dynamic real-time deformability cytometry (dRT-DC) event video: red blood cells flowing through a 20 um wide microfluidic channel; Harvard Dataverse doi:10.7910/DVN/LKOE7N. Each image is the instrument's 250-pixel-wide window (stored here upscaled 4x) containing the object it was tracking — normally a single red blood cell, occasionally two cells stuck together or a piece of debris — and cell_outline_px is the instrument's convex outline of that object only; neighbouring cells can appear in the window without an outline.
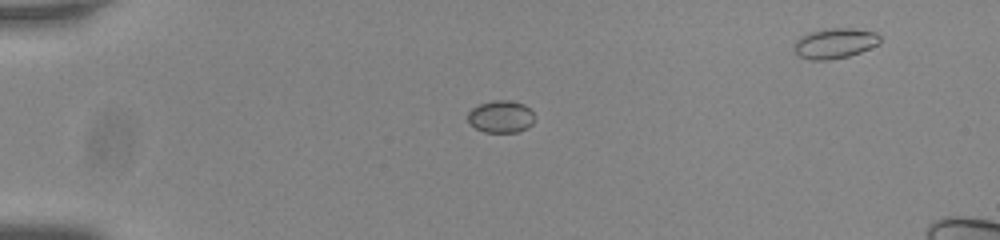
{"species": "common noctule bat (a hibernating species)", "species_latin": "Nyctalus noctula", "temperature_condition": "room temperature", "stored_images_in_passage": 41, "camera_frame_rate_fps": 3000, "um_per_image_px": 0.085, "animal": {"sex": "male", "body_mass_g": 20.0, "forearm_length_mm": 53.3}, "frame": {"image": 1, "passage_image": 1, "time_ms": 0.0, "image_size_px": [1000, 240], "cell_outline_px": [[536, 120], [528, 128], [516, 132], [484, 132], [476, 128], [468, 120], [468, 112], [472, 108], [480, 104], [496, 100], [508, 100], [524, 104], [536, 116]], "centroid_in_image_um": [42.62, 9.92], "position_along_channel_um": 42.4, "area_um2": 12.54}}
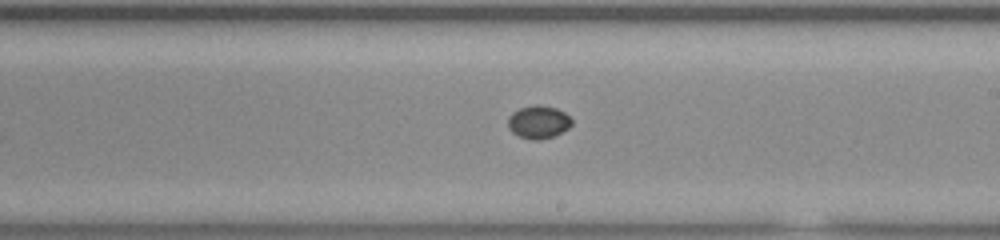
{"frame": {"image": 2, "passage_image": 20, "time_ms": 6.333, "image_size_px": [1000, 240], "cell_outline_px": [[572, 124], [568, 128], [552, 136], [540, 140], [532, 140], [520, 136], [512, 132], [508, 128], [508, 116], [512, 112], [520, 108], [532, 104], [540, 104], [556, 108], [564, 112], [572, 120]], "centroid_in_image_um": [45.74, 10.35], "position_along_channel_um": 243.3, "area_um2": 12.25}}
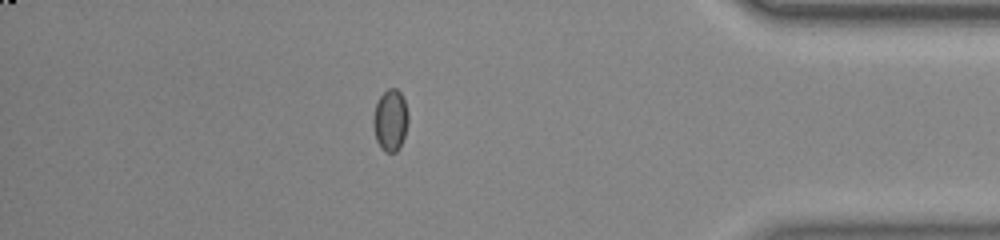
{"frame": {"image": 3, "passage_image": 35, "time_ms": 11.333, "image_size_px": [1000, 240], "cell_outline_px": [[408, 120], [404, 136], [400, 148], [396, 152], [384, 152], [380, 148], [376, 140], [372, 124], [372, 116], [376, 104], [380, 96], [388, 88], [396, 88], [400, 92], [404, 100], [408, 112]], "centroid_in_image_um": [33.16, 10.24], "position_along_channel_um": 402.0, "area_um2": 12.72}}